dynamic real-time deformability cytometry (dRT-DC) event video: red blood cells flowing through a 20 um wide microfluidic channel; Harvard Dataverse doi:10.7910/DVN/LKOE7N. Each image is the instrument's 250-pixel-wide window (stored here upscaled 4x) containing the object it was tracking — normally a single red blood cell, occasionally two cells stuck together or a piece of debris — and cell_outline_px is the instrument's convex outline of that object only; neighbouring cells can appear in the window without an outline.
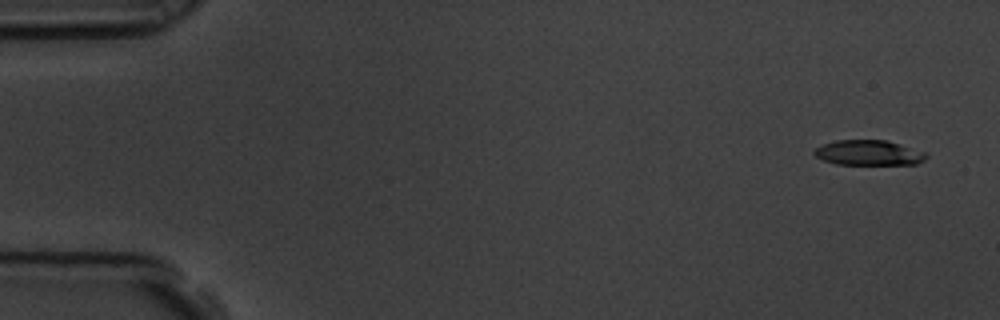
{"species": "common noctule bat (a hibernating species)", "species_latin": "Nyctalus noctula", "temperature_condition": "room temperature", "stored_images_in_passage": 8, "camera_frame_rate_fps": 3000, "um_per_image_px": 0.085, "animal": {"sex": "male", "body_mass_g": 19.5, "forearm_length_mm": 54.6}, "frame": {"image": 1, "passage_image": 1, "time_ms": 0.0, "image_size_px": [1000, 320], "cell_outline_px": [[928, 156], [924, 160], [916, 164], [836, 164], [824, 160], [816, 156], [812, 152], [816, 148], [824, 144], [836, 140], [884, 140], [900, 144], [928, 152]], "centroid_in_image_um": [73.88, 12.98], "position_along_channel_um": 11.1, "area_um2": 16.36}}
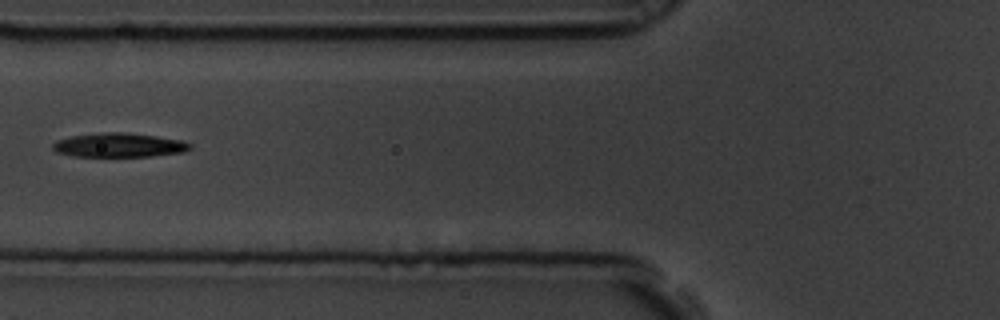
{"frame": {"image": 2, "passage_image": 6, "time_ms": 1.667, "image_size_px": [1000, 320], "cell_outline_px": [[192, 148], [184, 152], [152, 156], [72, 156], [56, 152], [52, 148], [52, 144], [56, 140], [72, 136], [100, 132], [120, 132], [156, 136], [180, 140], [192, 144]], "centroid_in_image_um": [10.1, 12.33], "position_along_channel_um": 115.7, "area_um2": 19.25}}
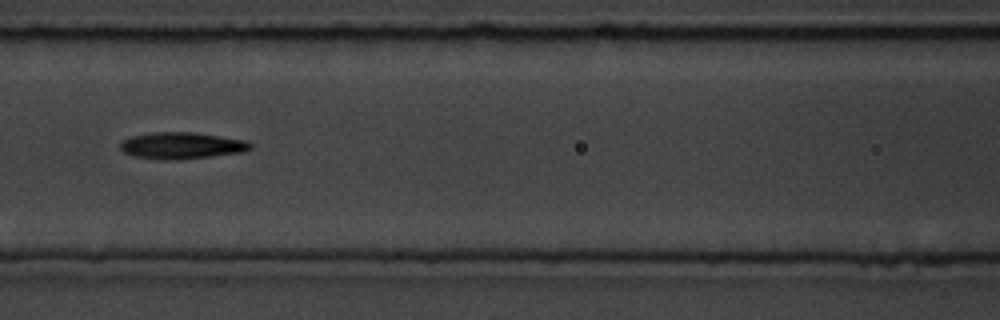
{"frame": {"image": 3, "passage_image": 7, "time_ms": 2.0, "image_size_px": [1000, 320], "cell_outline_px": [[252, 148], [244, 152], [180, 160], [164, 160], [132, 156], [124, 152], [120, 148], [120, 140], [132, 136], [152, 132], [192, 132], [248, 140], [252, 144]], "centroid_in_image_um": [15.44, 12.38], "position_along_channel_um": 151.2, "area_um2": 20.46}}